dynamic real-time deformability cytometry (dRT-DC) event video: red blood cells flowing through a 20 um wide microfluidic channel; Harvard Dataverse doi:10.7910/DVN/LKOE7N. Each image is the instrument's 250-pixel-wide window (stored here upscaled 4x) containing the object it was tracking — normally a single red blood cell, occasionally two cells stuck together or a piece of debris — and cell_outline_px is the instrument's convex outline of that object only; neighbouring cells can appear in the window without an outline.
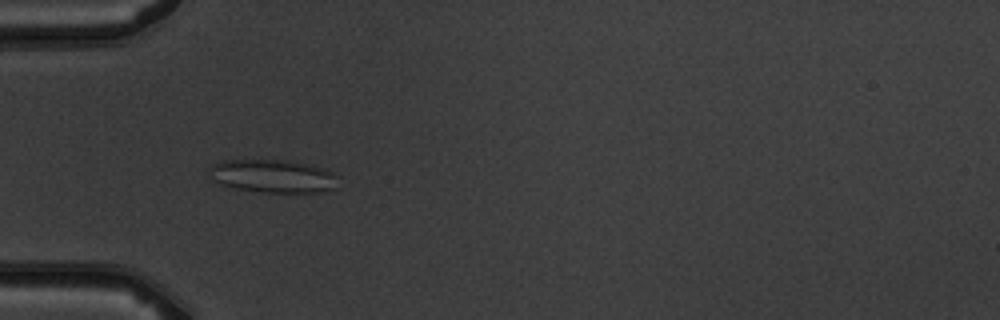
{"species": "common noctule bat (a hibernating species)", "species_latin": "Nyctalus noctula", "temperature_condition": "warm", "stored_images_in_passage": 5, "camera_frame_rate_fps": 3000, "um_per_image_px": 0.085, "animal": {"sex": "male", "body_mass_g": 19.5, "forearm_length_mm": 54.6}, "frame": {"image": 1, "passage_image": 4, "time_ms": 4.333, "image_size_px": [1000, 320], "cell_outline_px": [[336, 176], [332, 188], [320, 192], [260, 192], [236, 188], [212, 180], [208, 168], [212, 164], [224, 160], [288, 160], [328, 168]], "centroid_in_image_um": [23.16, 14.95], "position_along_channel_um": 61.8, "area_um2": 24.68}}
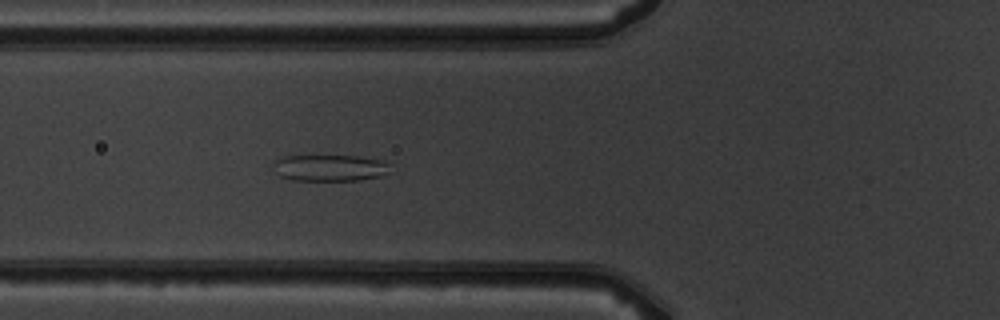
{"frame": {"image": 2, "passage_image": 5, "time_ms": 5.333, "image_size_px": [1000, 320], "cell_outline_px": [[392, 172], [380, 176], [360, 180], [292, 180], [280, 176], [276, 172], [276, 160], [284, 156], [360, 156], [384, 160], [388, 164]], "centroid_in_image_um": [28.12, 14.27], "position_along_channel_um": 97.7, "area_um2": 17.98}}